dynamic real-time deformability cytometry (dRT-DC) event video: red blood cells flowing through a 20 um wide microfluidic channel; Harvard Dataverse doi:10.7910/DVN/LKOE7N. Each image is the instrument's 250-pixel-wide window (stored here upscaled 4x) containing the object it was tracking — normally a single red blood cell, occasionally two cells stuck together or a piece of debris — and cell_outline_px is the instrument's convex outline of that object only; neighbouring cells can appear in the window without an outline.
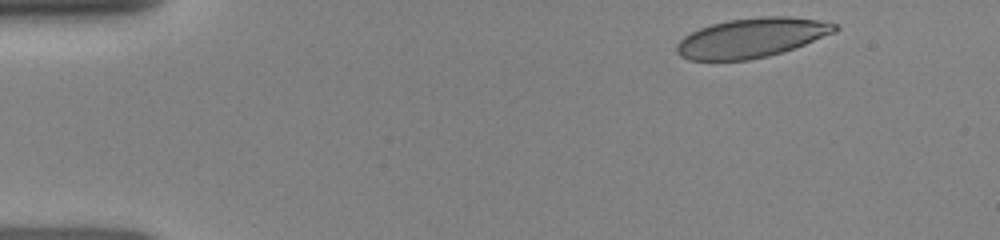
{"species": "human", "species_latin": "Homo sapiens", "temperature_condition": "room temperature", "stored_images_in_passage": 3, "camera_frame_rate_fps": 3000, "um_per_image_px": 0.085, "donor": {"sex": "female"}, "frame": {"image": 1, "passage_image": 1, "time_ms": 0.0, "image_size_px": [1000, 240], "cell_outline_px": [[840, 28], [836, 32], [784, 52], [768, 56], [748, 60], [688, 60], [680, 56], [676, 52], [676, 44], [684, 36], [700, 28], [712, 24], [728, 20], [764, 16], [788, 16], [816, 20], [836, 24]], "centroid_in_image_um": [63.88, 3.22], "position_along_channel_um": 21.1, "area_um2": 36.36}}